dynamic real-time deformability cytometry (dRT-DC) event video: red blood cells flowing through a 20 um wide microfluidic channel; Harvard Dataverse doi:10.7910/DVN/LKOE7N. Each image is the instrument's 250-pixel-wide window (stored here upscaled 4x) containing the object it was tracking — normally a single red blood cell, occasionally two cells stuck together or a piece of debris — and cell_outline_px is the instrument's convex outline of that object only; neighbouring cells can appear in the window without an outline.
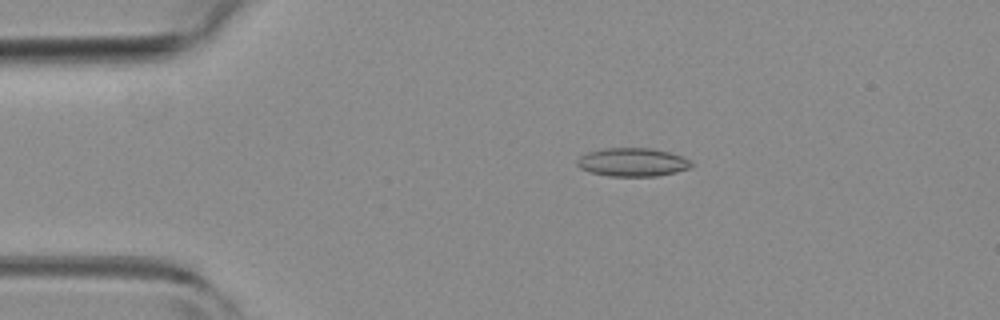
{"species": "common noctule bat (a hibernating species)", "species_latin": "Nyctalus noctula", "temperature_condition": "room temperature", "stored_images_in_passage": 16, "camera_frame_rate_fps": 3000, "um_per_image_px": 0.085, "animal": {"sex": "female", "body_mass_g": 19.3, "forearm_length_mm": 54.1}, "frame": {"image": 1, "passage_image": 10, "time_ms": 3.0, "image_size_px": [1000, 320], "cell_outline_px": [[692, 168], [676, 172], [656, 176], [608, 176], [592, 172], [580, 168], [576, 164], [576, 160], [580, 156], [588, 152], [604, 148], [652, 148], [668, 152], [692, 160]], "centroid_in_image_um": [53.78, 13.78], "position_along_channel_um": 31.2, "area_um2": 18.96}}